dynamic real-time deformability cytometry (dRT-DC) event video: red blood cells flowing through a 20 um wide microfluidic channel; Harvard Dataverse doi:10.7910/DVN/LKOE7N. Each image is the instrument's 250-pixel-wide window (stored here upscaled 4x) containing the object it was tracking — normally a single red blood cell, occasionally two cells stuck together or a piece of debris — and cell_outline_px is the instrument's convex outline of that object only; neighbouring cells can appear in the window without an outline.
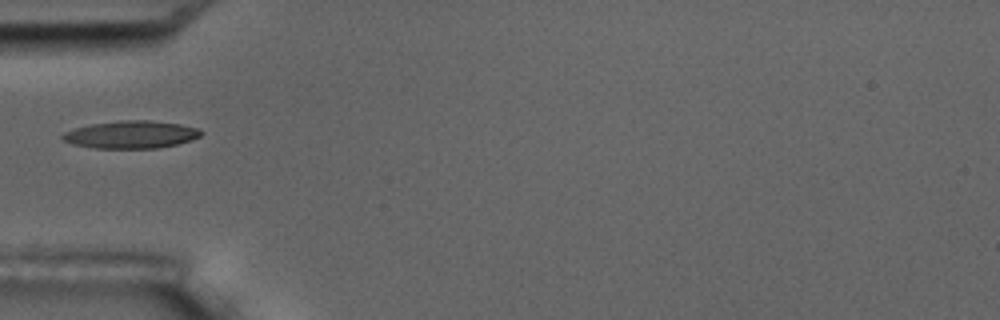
{"species": "common noctule bat (a hibernating species)", "species_latin": "Nyctalus noctula", "temperature_condition": "room temperature", "stored_images_in_passage": 12, "camera_frame_rate_fps": 3000, "um_per_image_px": 0.085, "animal": {"sex": "male", "body_mass_g": 17.5, "forearm_length_mm": 52.3}, "frame": {"image": 1, "passage_image": 1, "time_ms": 0.0, "image_size_px": [1000, 320], "cell_outline_px": [[204, 132], [200, 136], [192, 140], [176, 144], [156, 148], [96, 148], [72, 144], [64, 140], [60, 136], [64, 132], [76, 128], [92, 124], [120, 120], [148, 120], [180, 124], [196, 128]], "centroid_in_image_um": [11.14, 11.44], "position_along_channel_um": 73.9, "area_um2": 22.08}}
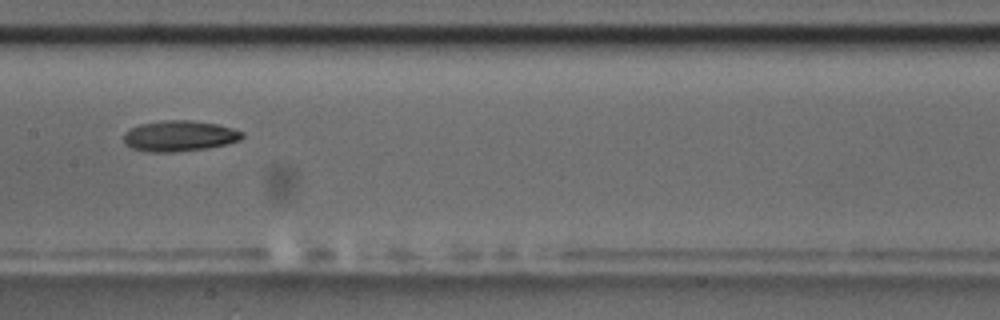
{"frame": {"image": 2, "passage_image": 4, "time_ms": 3.333, "image_size_px": [1000, 320], "cell_outline_px": [[244, 136], [240, 140], [208, 148], [172, 152], [152, 152], [132, 148], [124, 140], [124, 132], [140, 124], [164, 120], [192, 120], [216, 124], [232, 128], [244, 132]], "centroid_in_image_um": [15.27, 11.55], "position_along_channel_um": 192.1, "area_um2": 21.04}}
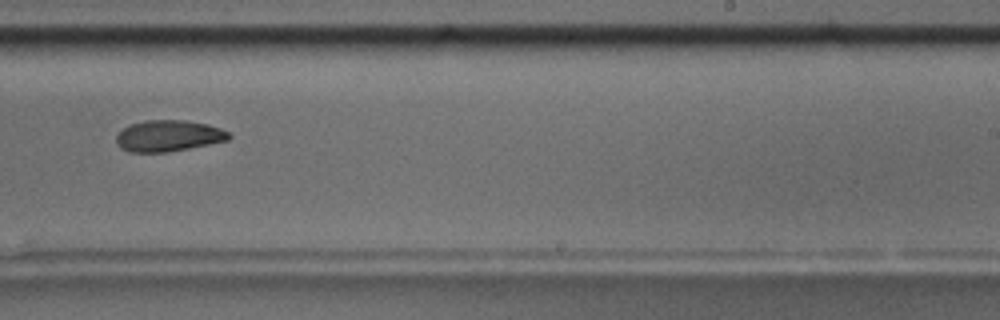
{"frame": {"image": 3, "passage_image": 6, "time_ms": 5.667, "image_size_px": [1000, 320], "cell_outline_px": [[232, 136], [228, 140], [168, 152], [128, 152], [120, 148], [116, 144], [116, 136], [124, 128], [132, 124], [144, 120], [184, 120], [208, 124], [220, 128], [228, 132]], "centroid_in_image_um": [14.3, 11.55], "position_along_channel_um": 274.7, "area_um2": 20.46}}